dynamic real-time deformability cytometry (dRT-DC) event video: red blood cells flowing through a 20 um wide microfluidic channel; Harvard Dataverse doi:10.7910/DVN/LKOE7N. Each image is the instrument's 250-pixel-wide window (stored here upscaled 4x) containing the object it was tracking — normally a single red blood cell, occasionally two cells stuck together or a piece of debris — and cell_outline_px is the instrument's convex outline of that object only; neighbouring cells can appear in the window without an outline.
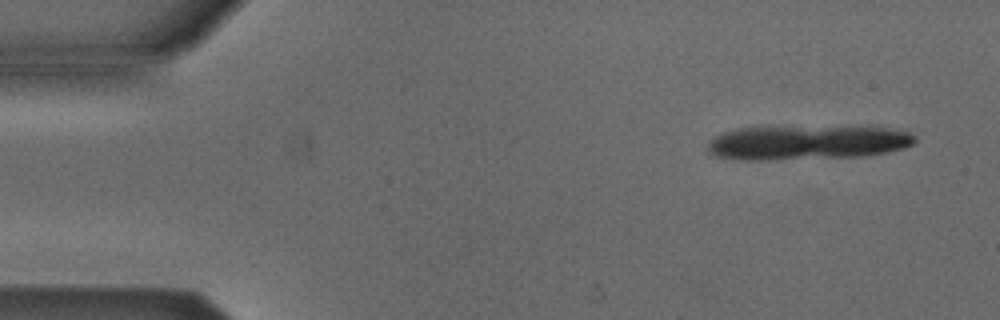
{"species": "Egyptian fruit bat (a non-hibernating species)", "species_latin": "Rousettus aegyptiacus", "temperature_condition": "cold", "stored_images_in_passage": 6, "camera_frame_rate_fps": 3000, "um_per_image_px": 0.085, "animal": {"sex": "male"}, "frame": {"image": 1, "passage_image": 1, "time_ms": 0.0, "image_size_px": [1000, 320], "cell_outline_px": [[916, 140], [912, 144], [904, 148], [884, 152], [860, 156], [768, 160], [740, 160], [716, 156], [708, 152], [708, 140], [724, 132], [740, 128], [892, 128], [908, 132], [916, 136]], "centroid_in_image_um": [68.56, 12.14], "position_along_channel_um": 16.4, "area_um2": 40.52}}
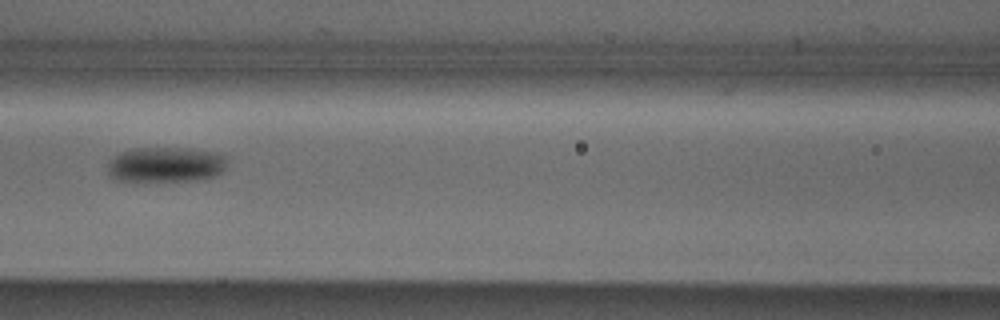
{"frame": {"image": 2, "passage_image": 6, "time_ms": 1.667, "image_size_px": [1000, 320], "cell_outline_px": [[228, 168], [224, 172], [216, 176], [196, 180], [116, 180], [108, 172], [108, 164], [120, 152], [132, 148], [192, 148], [216, 152], [224, 156]], "centroid_in_image_um": [14.16, 13.97], "position_along_channel_um": 152.4, "area_um2": 24.45}}